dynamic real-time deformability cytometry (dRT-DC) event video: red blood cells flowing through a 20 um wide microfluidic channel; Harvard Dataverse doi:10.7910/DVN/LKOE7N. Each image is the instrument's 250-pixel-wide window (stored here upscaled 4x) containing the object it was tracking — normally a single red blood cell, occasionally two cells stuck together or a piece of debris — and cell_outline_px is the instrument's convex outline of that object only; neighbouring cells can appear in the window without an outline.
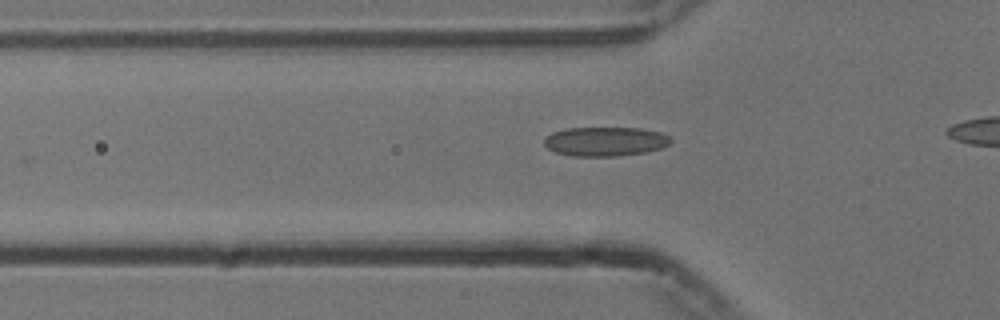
{"species": "common noctule bat (a hibernating species)", "species_latin": "Nyctalus noctula", "temperature_condition": "cold", "stored_images_in_passage": 20, "camera_frame_rate_fps": 3000, "um_per_image_px": 0.085, "animal": {"sex": "male", "body_mass_g": 13.3}, "frame": {"image": 1, "passage_image": 5, "time_ms": 1.333, "image_size_px": [1000, 320], "cell_outline_px": [[672, 140], [668, 144], [660, 148], [644, 152], [616, 156], [572, 156], [556, 152], [548, 148], [544, 144], [544, 140], [552, 132], [568, 128], [640, 128], [660, 132], [668, 136]], "centroid_in_image_um": [51.43, 12.02], "position_along_channel_um": 74.4, "area_um2": 21.33}}
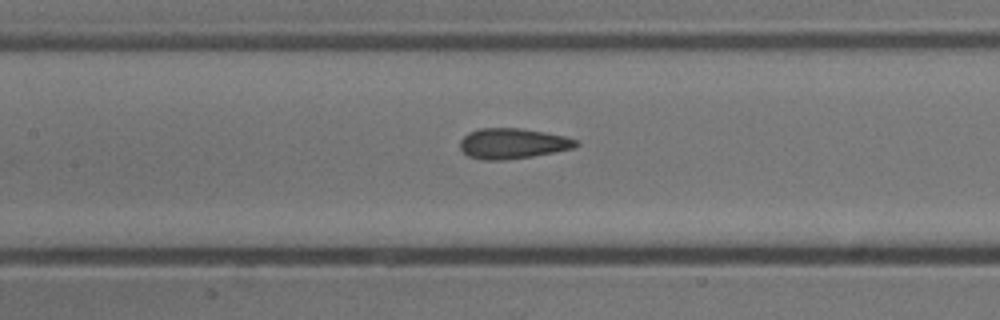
{"frame": {"image": 2, "passage_image": 12, "time_ms": 3.667, "image_size_px": [1000, 320], "cell_outline_px": [[580, 144], [576, 148], [532, 156], [504, 160], [480, 160], [468, 156], [460, 148], [460, 140], [468, 132], [480, 128], [520, 128], [544, 132], [564, 136], [576, 140]], "centroid_in_image_um": [43.56, 12.2], "position_along_channel_um": 163.8, "area_um2": 20.63}}
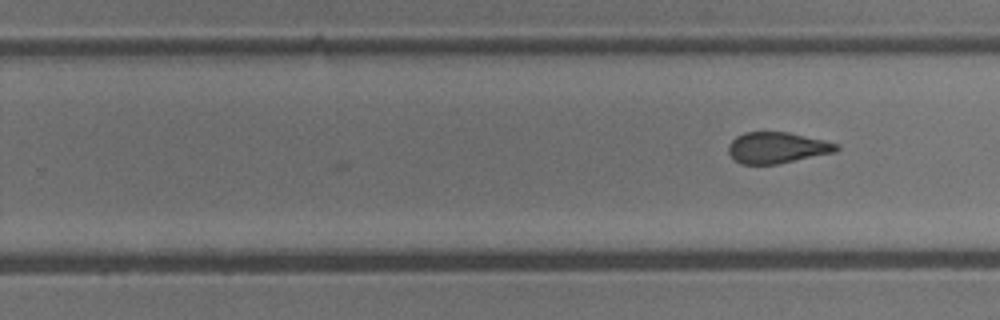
{"frame": {"image": 3, "passage_image": 20, "time_ms": 6.333, "image_size_px": [1000, 320], "cell_outline_px": [[840, 148], [836, 152], [776, 164], [740, 164], [728, 152], [728, 144], [736, 136], [744, 132], [788, 132], [824, 140], [840, 144]], "centroid_in_image_um": [66.06, 12.55], "position_along_channel_um": 263.7, "area_um2": 19.59}}